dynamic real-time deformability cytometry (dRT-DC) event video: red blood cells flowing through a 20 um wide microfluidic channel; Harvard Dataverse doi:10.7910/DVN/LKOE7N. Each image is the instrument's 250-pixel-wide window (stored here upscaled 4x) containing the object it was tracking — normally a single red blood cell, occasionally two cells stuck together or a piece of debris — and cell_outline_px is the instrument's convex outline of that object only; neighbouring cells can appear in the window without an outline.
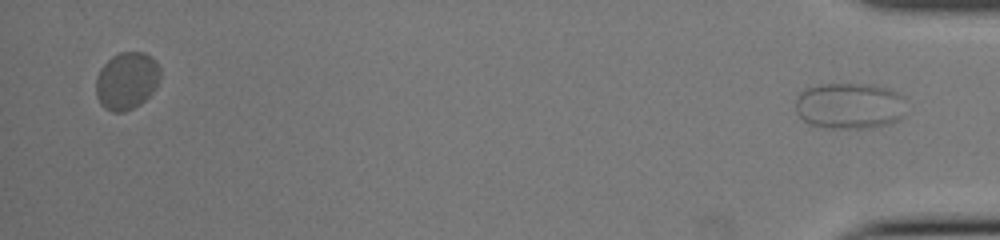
{"species": "common noctule bat (a hibernating species)", "species_latin": "Nyctalus noctula", "temperature_condition": "cold", "stored_images_in_passage": 42, "segment_of_instrument_passage": [2, 2], "camera_frame_rate_fps": 3000, "um_per_image_px": 0.085, "animal": {"sex": "female", "body_mass_g": 22.0, "forearm_length_mm": 56.7}, "frame": {"image": 1, "passage_image": 42, "time_ms": 13.667, "image_size_px": [1000, 240], "cell_outline_px": [[900, 116], [896, 120], [884, 124], [868, 128], [824, 128], [812, 124], [804, 120], [796, 112], [796, 100], [800, 92], [808, 88], [820, 84], [872, 84], [888, 88], [896, 92], [900, 96]], "centroid_in_image_um": [72.11, 8.98], "position_along_channel_um": 363.1, "area_um2": 29.07}}